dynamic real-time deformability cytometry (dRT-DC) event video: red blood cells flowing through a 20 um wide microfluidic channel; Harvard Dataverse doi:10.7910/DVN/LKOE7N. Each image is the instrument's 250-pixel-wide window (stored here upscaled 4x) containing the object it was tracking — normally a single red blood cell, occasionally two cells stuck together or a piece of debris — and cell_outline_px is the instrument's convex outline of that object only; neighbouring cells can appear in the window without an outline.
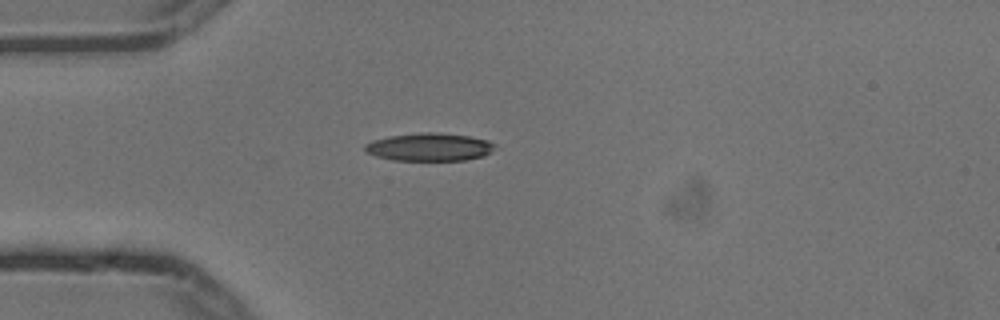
{"species": "common noctule bat (a hibernating species)", "species_latin": "Nyctalus noctula", "temperature_condition": "cold", "stored_images_in_passage": 2, "camera_frame_rate_fps": 3000, "um_per_image_px": 0.085, "animal": {"sex": "male", "body_mass_g": 13.3}, "frame": {"image": 1, "passage_image": 1, "time_ms": 0.0, "image_size_px": [1000, 320], "cell_outline_px": [[496, 144], [484, 156], [464, 160], [392, 160], [376, 156], [368, 152], [364, 148], [364, 144], [372, 140], [388, 136], [420, 132], [436, 132], [468, 136], [488, 140]], "centroid_in_image_um": [36.46, 12.49], "position_along_channel_um": 48.5, "area_um2": 21.04}}